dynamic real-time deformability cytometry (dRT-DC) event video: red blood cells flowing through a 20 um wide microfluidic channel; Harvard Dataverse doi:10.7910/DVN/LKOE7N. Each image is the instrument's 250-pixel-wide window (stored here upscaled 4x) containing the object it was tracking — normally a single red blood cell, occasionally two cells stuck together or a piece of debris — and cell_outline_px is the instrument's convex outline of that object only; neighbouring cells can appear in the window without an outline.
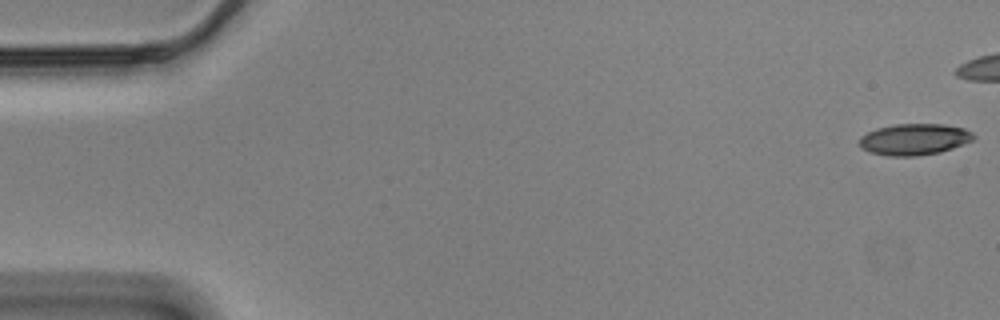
{"species": "Egyptian fruit bat (a non-hibernating species)", "species_latin": "Rousettus aegyptiacus", "temperature_condition": "cold", "stored_images_in_passage": 47, "camera_frame_rate_fps": 3000, "um_per_image_px": 0.085, "animal": {"sex": "male"}, "frame": {"image": 1, "passage_image": 1, "time_ms": 0.0, "image_size_px": [1000, 320], "cell_outline_px": [[976, 136], [972, 140], [952, 148], [940, 152], [916, 156], [888, 156], [872, 152], [864, 148], [860, 144], [860, 136], [876, 128], [896, 124], [944, 124], [964, 128], [972, 132]], "centroid_in_image_um": [77.74, 11.83], "position_along_channel_um": 7.3, "area_um2": 20.69}}
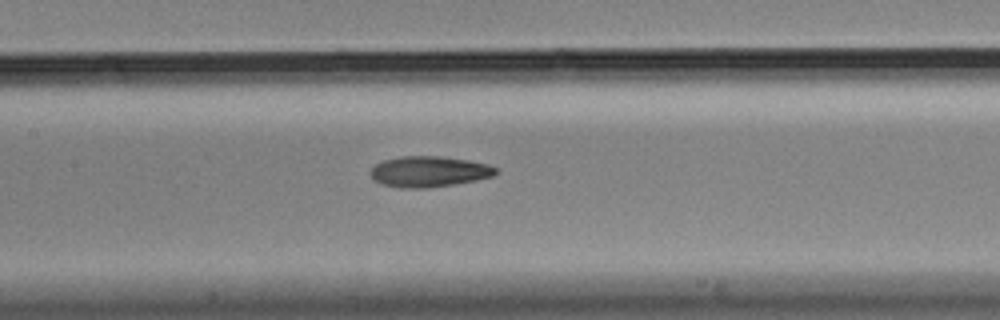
{"frame": {"image": 2, "passage_image": 27, "time_ms": 8.667, "image_size_px": [1000, 320], "cell_outline_px": [[500, 172], [492, 176], [476, 180], [456, 184], [424, 188], [400, 188], [380, 184], [372, 180], [368, 172], [376, 164], [384, 160], [400, 156], [440, 156], [468, 160], [488, 164], [496, 168]], "centroid_in_image_um": [36.43, 14.59], "position_along_channel_um": 171.0, "area_um2": 22.72}}
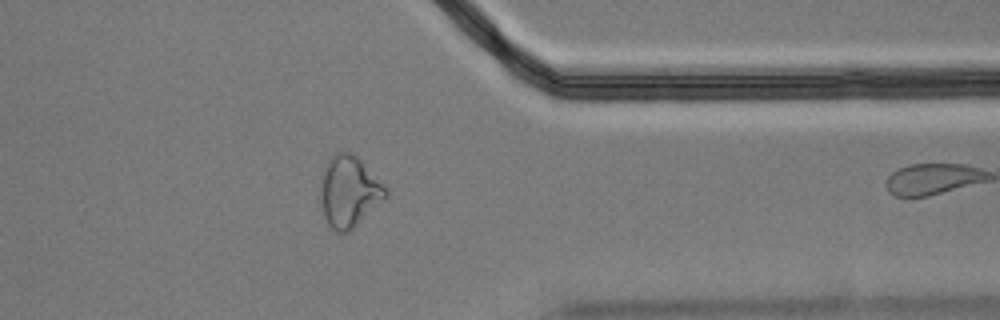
{"frame": {"image": 3, "passage_image": 46, "time_ms": 15.0, "image_size_px": [1000, 320], "cell_outline_px": [[388, 196], [348, 232], [336, 232], [328, 224], [324, 216], [320, 196], [320, 188], [324, 172], [328, 160], [336, 152], [352, 152], [388, 188]], "centroid_in_image_um": [29.68, 16.28], "position_along_channel_um": 381.7, "area_um2": 26.65}}